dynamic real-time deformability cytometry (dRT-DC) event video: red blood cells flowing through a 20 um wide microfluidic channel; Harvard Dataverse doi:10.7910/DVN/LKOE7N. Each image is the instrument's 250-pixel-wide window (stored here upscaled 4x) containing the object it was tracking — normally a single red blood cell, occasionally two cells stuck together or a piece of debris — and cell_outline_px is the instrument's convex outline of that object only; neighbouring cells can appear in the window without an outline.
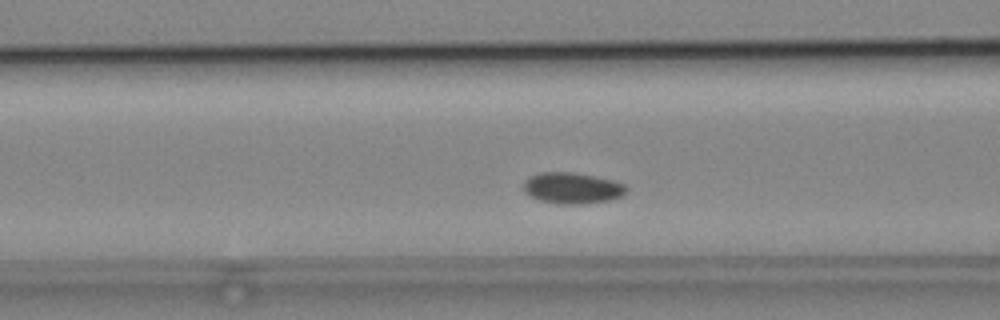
{"species": "common noctule bat (a hibernating species)", "species_latin": "Nyctalus noctula", "temperature_condition": "cold", "stored_images_in_passage": 43, "camera_frame_rate_fps": 3000, "um_per_image_px": 0.085, "animal": {"sex": "male", "body_mass_g": 19.2, "forearm_length_mm": 51.8}, "frame": {"image": 1, "passage_image": 9, "time_ms": 2.667, "image_size_px": [1000, 320], "cell_outline_px": [[628, 192], [624, 196], [612, 200], [584, 204], [556, 204], [540, 200], [524, 192], [524, 180], [540, 172], [572, 172], [612, 180], [624, 184], [628, 188]], "centroid_in_image_um": [48.69, 16.0], "position_along_channel_um": 117.9, "area_um2": 18.79}}
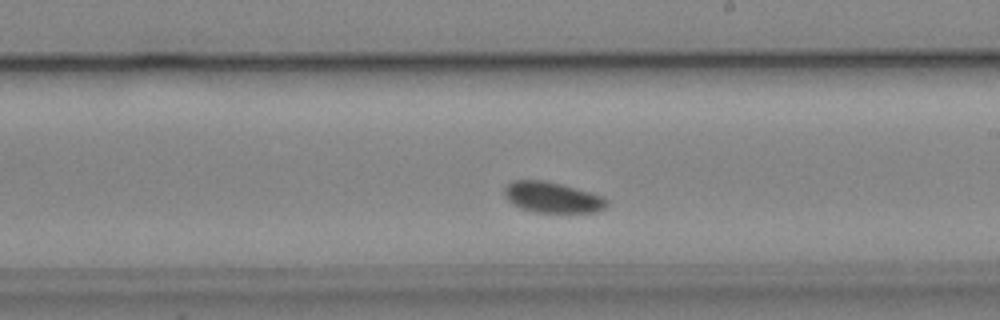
{"frame": {"image": 2, "passage_image": 19, "time_ms": 6.0, "image_size_px": [1000, 320], "cell_outline_px": [[608, 204], [600, 212], [528, 212], [512, 204], [504, 196], [504, 188], [512, 180], [544, 180], [592, 192], [604, 196], [608, 200]], "centroid_in_image_um": [46.95, 16.78], "position_along_channel_um": 242.0, "area_um2": 18.61}}
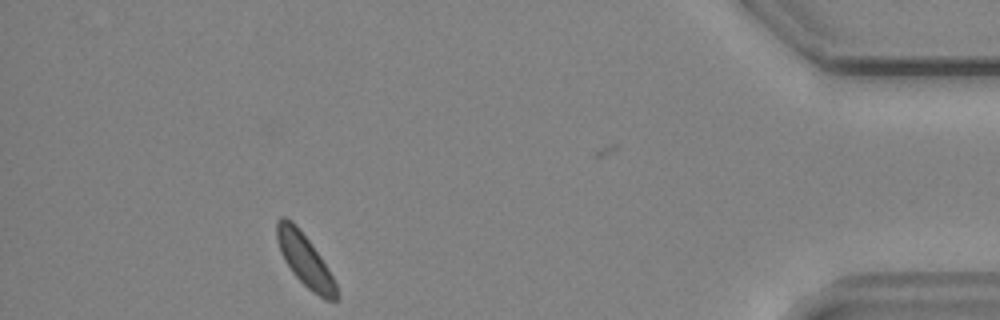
{"frame": {"image": 3, "passage_image": 37, "time_ms": 12.0, "image_size_px": [1000, 320], "cell_outline_px": [[340, 296], [336, 300], [324, 300], [312, 292], [292, 272], [284, 260], [280, 252], [276, 240], [276, 220], [280, 216], [284, 216], [292, 220], [296, 224], [320, 256], [328, 268], [336, 284]], "centroid_in_image_um": [25.9, 22.1], "position_along_channel_um": 409.3, "area_um2": 18.26}}